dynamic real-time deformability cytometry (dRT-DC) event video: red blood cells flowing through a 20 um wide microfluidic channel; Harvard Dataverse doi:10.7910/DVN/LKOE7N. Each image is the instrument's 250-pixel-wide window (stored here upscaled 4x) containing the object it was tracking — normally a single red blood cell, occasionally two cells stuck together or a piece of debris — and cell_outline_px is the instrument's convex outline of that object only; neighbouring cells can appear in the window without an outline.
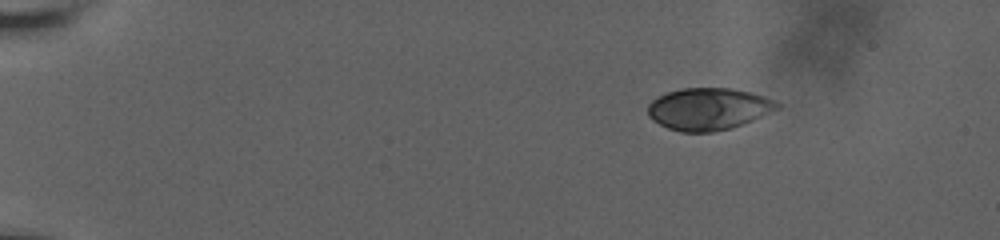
{"species": "human", "species_latin": "Homo sapiens", "temperature_condition": "room temperature", "stored_images_in_passage": 64, "camera_frame_rate_fps": 3000, "um_per_image_px": 0.085, "donor": {"sex": "male"}, "frame": {"image": 1, "passage_image": 1, "time_ms": 0.0, "image_size_px": [1000, 240], "cell_outline_px": [[780, 108], [744, 124], [712, 132], [680, 132], [668, 128], [652, 120], [648, 116], [648, 104], [652, 100], [668, 92], [684, 88], [732, 88], [752, 92], [764, 96], [780, 104]], "centroid_in_image_um": [60.22, 9.26], "position_along_channel_um": 24.8, "area_um2": 31.62}}
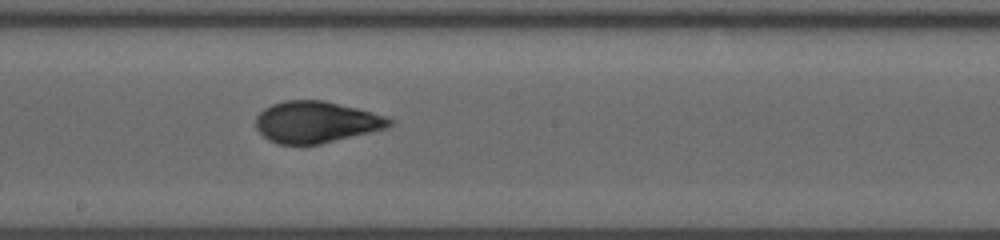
{"frame": {"image": 2, "passage_image": 31, "time_ms": 8.667, "image_size_px": [1000, 240], "cell_outline_px": [[396, 124], [388, 128], [320, 144], [280, 144], [268, 140], [256, 128], [256, 116], [264, 108], [272, 104], [284, 100], [324, 100], [372, 112], [396, 120]], "centroid_in_image_um": [26.9, 10.37], "position_along_channel_um": 221.3, "area_um2": 32.43}}
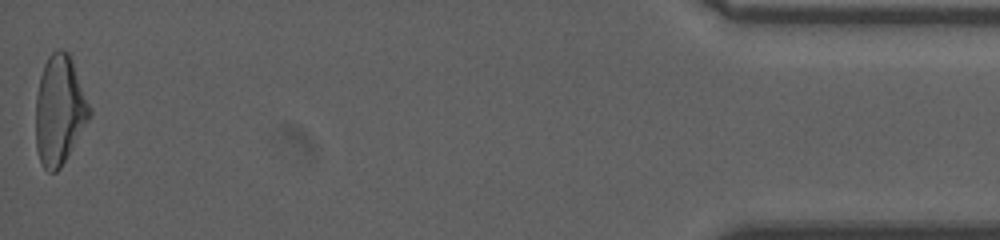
{"frame": {"image": 3, "passage_image": 63, "time_ms": 16.667, "image_size_px": [1000, 240], "cell_outline_px": [[92, 116], [60, 168], [56, 172], [48, 172], [44, 168], [40, 160], [36, 148], [36, 96], [40, 76], [44, 64], [48, 56], [52, 52], [60, 48], [68, 52], [92, 108]], "centroid_in_image_um": [5.07, 9.37], "position_along_channel_um": 430.1, "area_um2": 34.33}, "authors_computed_cell_mechanics": {"area_um2": 32.5414, "velocity_mm_per_s": 3.6586, "shape_relaxation_time_tau1_ms": 5.989, "shape_relaxation_time_tau2_ms": 1.0903, "deformation_change_tau1": 0.2025, "deformation_change_tau2": 0.053}}